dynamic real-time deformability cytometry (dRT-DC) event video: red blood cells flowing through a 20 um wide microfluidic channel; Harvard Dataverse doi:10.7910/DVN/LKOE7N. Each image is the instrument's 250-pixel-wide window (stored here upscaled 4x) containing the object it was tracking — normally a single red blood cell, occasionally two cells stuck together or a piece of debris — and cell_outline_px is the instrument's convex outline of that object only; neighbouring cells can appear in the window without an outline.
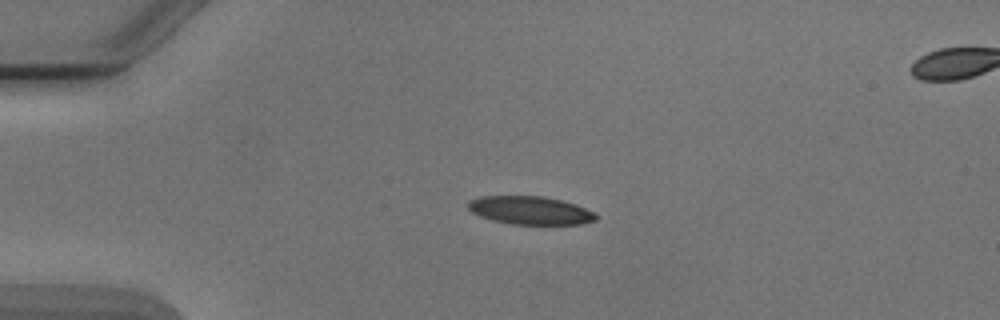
{"species": "Egyptian fruit bat (a non-hibernating species)", "species_latin": "Rousettus aegyptiacus", "temperature_condition": "cold", "stored_images_in_passage": 3, "camera_frame_rate_fps": 3000, "um_per_image_px": 0.085, "animal": {"sex": "male"}, "frame": {"image": 1, "passage_image": 1, "time_ms": 0.0, "image_size_px": [1000, 320], "cell_outline_px": [[596, 220], [580, 224], [512, 224], [492, 220], [480, 216], [472, 212], [468, 208], [468, 204], [472, 200], [480, 196], [544, 196], [576, 204], [596, 212]], "centroid_in_image_um": [45.09, 17.88], "position_along_channel_um": 39.9, "area_um2": 20.92}}
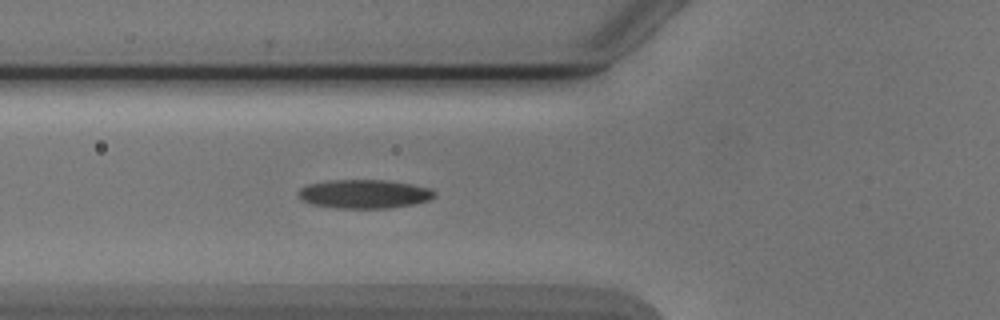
{"frame": {"image": 2, "passage_image": 3, "time_ms": 2.333, "image_size_px": [1000, 320], "cell_outline_px": [[436, 196], [428, 200], [412, 204], [392, 208], [336, 208], [312, 204], [300, 200], [296, 196], [296, 192], [300, 188], [308, 184], [328, 180], [384, 180], [412, 184], [428, 188], [436, 192]], "centroid_in_image_um": [30.9, 16.49], "position_along_channel_um": 94.9, "area_um2": 23.0}}